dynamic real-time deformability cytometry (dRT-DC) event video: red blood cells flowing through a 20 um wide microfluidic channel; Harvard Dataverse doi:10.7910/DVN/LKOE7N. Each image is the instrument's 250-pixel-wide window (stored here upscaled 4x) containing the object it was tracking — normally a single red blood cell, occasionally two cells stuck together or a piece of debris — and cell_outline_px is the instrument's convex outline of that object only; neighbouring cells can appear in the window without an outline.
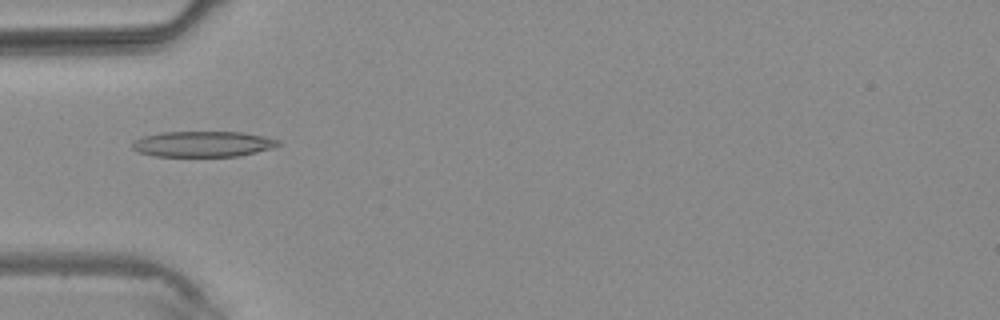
{"species": "common noctule bat (a hibernating species)", "species_latin": "Nyctalus noctula", "temperature_condition": "warm", "stored_images_in_passage": 2, "camera_frame_rate_fps": 3000, "um_per_image_px": 0.085, "animal": {"sex": "male", "body_mass_g": 20.4}, "frame": {"image": 1, "passage_image": 1, "time_ms": 0.0, "image_size_px": [1000, 320], "cell_outline_px": [[280, 144], [276, 148], [240, 156], [156, 156], [136, 152], [132, 148], [132, 140], [144, 136], [160, 132], [244, 132], [264, 136], [280, 140]], "centroid_in_image_um": [17.27, 12.24], "position_along_channel_um": 67.7, "area_um2": 22.14}}